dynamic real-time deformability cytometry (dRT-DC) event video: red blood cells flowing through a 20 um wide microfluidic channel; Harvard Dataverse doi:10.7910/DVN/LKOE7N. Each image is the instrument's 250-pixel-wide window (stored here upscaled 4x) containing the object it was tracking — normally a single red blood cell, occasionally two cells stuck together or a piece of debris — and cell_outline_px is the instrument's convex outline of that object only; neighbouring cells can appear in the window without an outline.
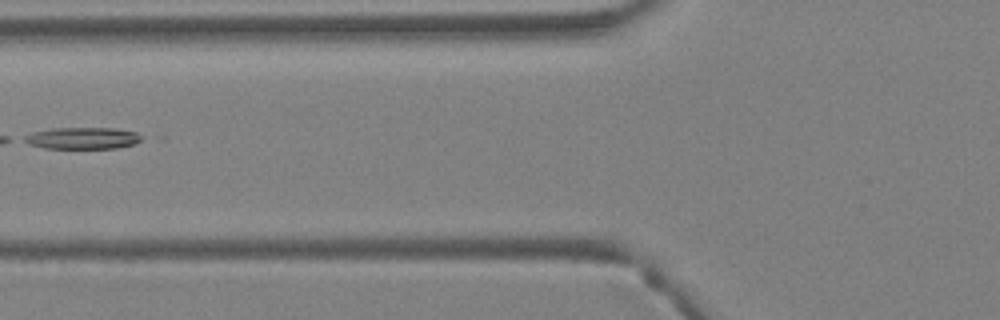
{"species": "Egyptian fruit bat (a non-hibernating species)", "species_latin": "Rousettus aegyptiacus", "temperature_condition": "warm", "stored_images_in_passage": 3, "camera_frame_rate_fps": 3000, "um_per_image_px": 0.085, "animal": {"sex": "female"}, "frame": {"image": 1, "passage_image": 3, "time_ms": 0.667, "image_size_px": [1000, 320], "cell_outline_px": [[144, 140], [136, 144], [116, 148], [44, 148], [28, 144], [20, 140], [24, 136], [32, 132], [52, 128], [112, 128], [136, 132]], "centroid_in_image_um": [6.99, 11.75], "position_along_channel_um": 118.8, "area_um2": 14.97}}